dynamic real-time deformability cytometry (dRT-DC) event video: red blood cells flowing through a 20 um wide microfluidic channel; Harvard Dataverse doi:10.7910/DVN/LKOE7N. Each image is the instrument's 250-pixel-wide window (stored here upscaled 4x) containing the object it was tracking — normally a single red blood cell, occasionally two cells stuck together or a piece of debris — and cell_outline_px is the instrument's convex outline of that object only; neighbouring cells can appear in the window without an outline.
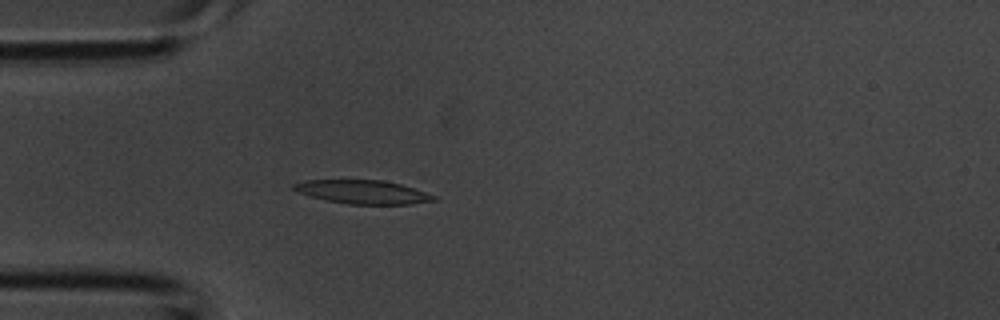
{"species": "common noctule bat (a hibernating species)", "species_latin": "Nyctalus noctula", "temperature_condition": "room temperature", "stored_images_in_passage": 28, "camera_frame_rate_fps": 3000, "um_per_image_px": 0.085, "animal": {"sex": "male", "body_mass_g": 20.1, "forearm_length_mm": 53.5}, "frame": {"image": 1, "passage_image": 1, "time_ms": 0.0, "image_size_px": [1000, 320], "cell_outline_px": [[440, 196], [436, 200], [412, 204], [348, 204], [328, 200], [312, 196], [300, 192], [292, 188], [292, 184], [304, 180], [384, 180], [400, 184]], "centroid_in_image_um": [30.91, 16.31], "position_along_channel_um": 54.1, "area_um2": 19.19}}
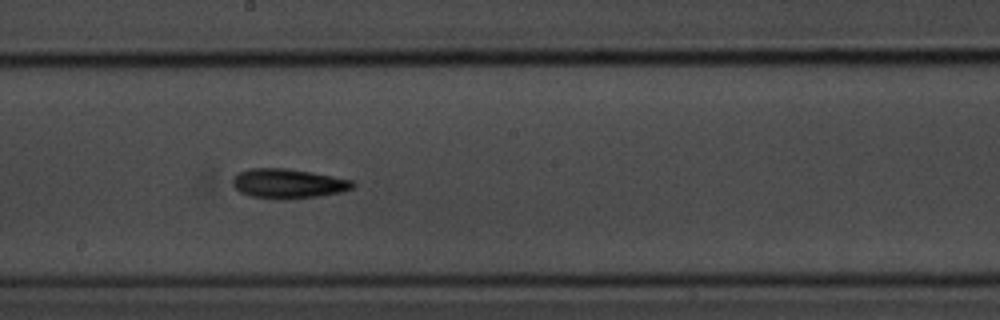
{"frame": {"image": 2, "passage_image": 11, "time_ms": 3.333, "image_size_px": [1000, 320], "cell_outline_px": [[356, 184], [352, 188], [344, 192], [288, 200], [276, 200], [248, 196], [240, 192], [232, 184], [232, 180], [240, 172], [248, 168], [284, 168], [332, 176], [352, 180]], "centroid_in_image_um": [24.48, 15.62], "position_along_channel_um": 223.7, "area_um2": 20.81}}
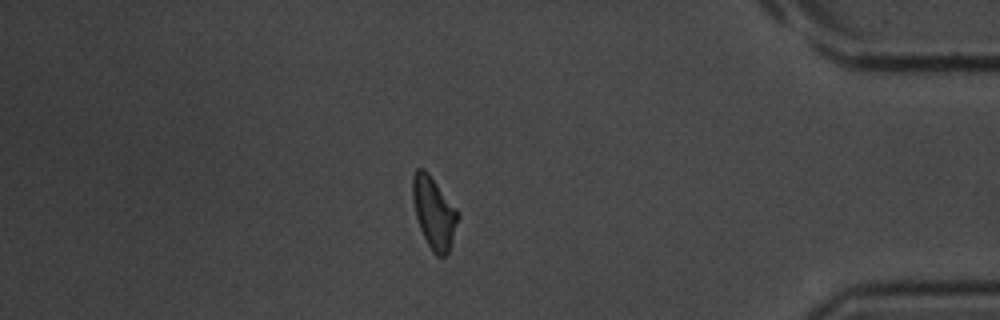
{"frame": {"image": 3, "passage_image": 23, "time_ms": 7.333, "image_size_px": [1000, 320], "cell_outline_px": [[460, 216], [448, 252], [444, 256], [436, 256], [432, 252], [420, 228], [416, 216], [412, 200], [412, 176], [416, 168], [424, 168], [428, 172], [460, 212]], "centroid_in_image_um": [36.88, 18.04], "position_along_channel_um": 398.3, "area_um2": 19.02}}